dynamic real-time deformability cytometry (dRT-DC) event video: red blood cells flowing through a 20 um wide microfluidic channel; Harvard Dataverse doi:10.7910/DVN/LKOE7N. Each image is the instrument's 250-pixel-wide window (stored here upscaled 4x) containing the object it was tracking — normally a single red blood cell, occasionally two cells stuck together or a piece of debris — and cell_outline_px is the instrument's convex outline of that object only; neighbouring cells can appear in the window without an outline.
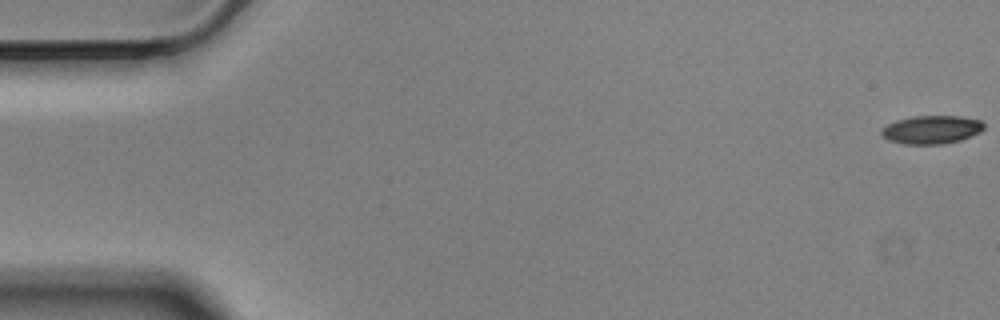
{"species": "Egyptian fruit bat (a non-hibernating species)", "species_latin": "Rousettus aegyptiacus", "temperature_condition": "cold", "stored_images_in_passage": 58, "camera_frame_rate_fps": 3000, "um_per_image_px": 0.085, "animal": {"sex": "male"}, "frame": {"image": 1, "passage_image": 1, "time_ms": 0.0, "image_size_px": [1000, 320], "cell_outline_px": [[984, 128], [980, 132], [960, 140], [944, 144], [900, 144], [888, 140], [880, 132], [888, 124], [896, 120], [912, 116], [960, 116], [980, 120], [984, 124]], "centroid_in_image_um": [79.18, 11.02], "position_along_channel_um": 5.8, "area_um2": 16.88}}
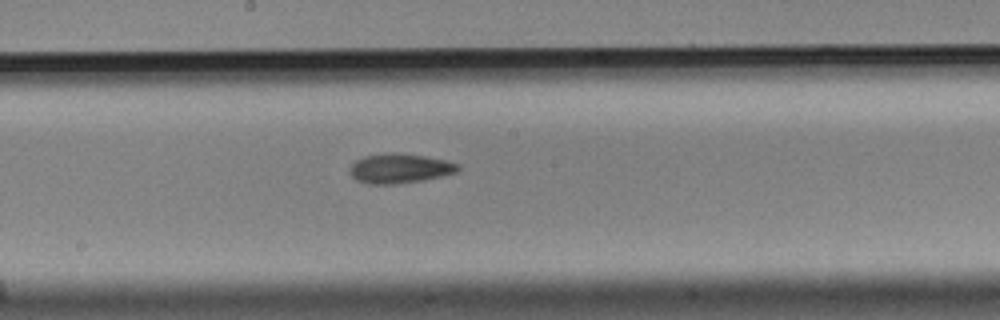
{"frame": {"image": 2, "passage_image": 31, "time_ms": 10.0, "image_size_px": [1000, 320], "cell_outline_px": [[460, 168], [456, 172], [424, 180], [396, 184], [368, 184], [356, 180], [348, 172], [348, 168], [356, 160], [364, 156], [388, 152], [396, 152], [424, 156], [444, 160], [460, 164]], "centroid_in_image_um": [33.93, 14.31], "position_along_channel_um": 214.3, "area_um2": 18.79}}
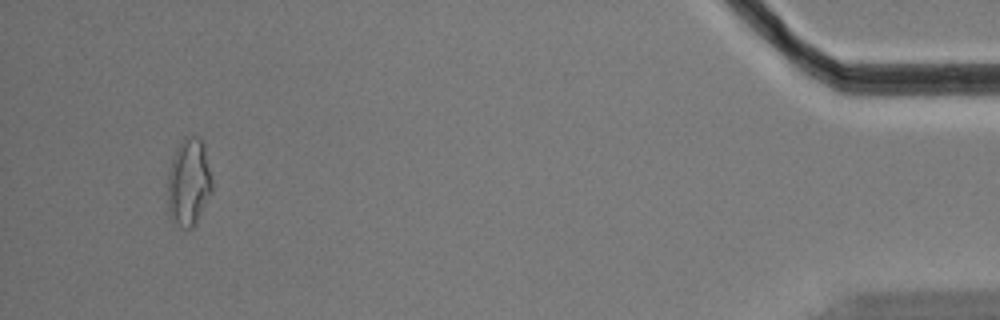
{"frame": {"image": 3, "passage_image": 55, "time_ms": 18.0, "image_size_px": [1000, 320], "cell_outline_px": [[212, 192], [196, 224], [192, 228], [180, 228], [172, 224], [168, 216], [168, 172], [176, 148], [180, 140], [184, 136], [200, 136], [204, 144], [212, 180]], "centroid_in_image_um": [16.03, 15.52], "position_along_channel_um": 419.2, "area_um2": 23.24}, "authors_computed_cell_mechanics": {"area_um2": 18.0914, "velocity_mm_per_s": 3.5023, "shape_relaxation_time_tau1_ms": 7.3393, "shape_relaxation_time_tau2_ms": null, "deformation_change_tau1": 0.1735, "deformation_change_tau2": null}}